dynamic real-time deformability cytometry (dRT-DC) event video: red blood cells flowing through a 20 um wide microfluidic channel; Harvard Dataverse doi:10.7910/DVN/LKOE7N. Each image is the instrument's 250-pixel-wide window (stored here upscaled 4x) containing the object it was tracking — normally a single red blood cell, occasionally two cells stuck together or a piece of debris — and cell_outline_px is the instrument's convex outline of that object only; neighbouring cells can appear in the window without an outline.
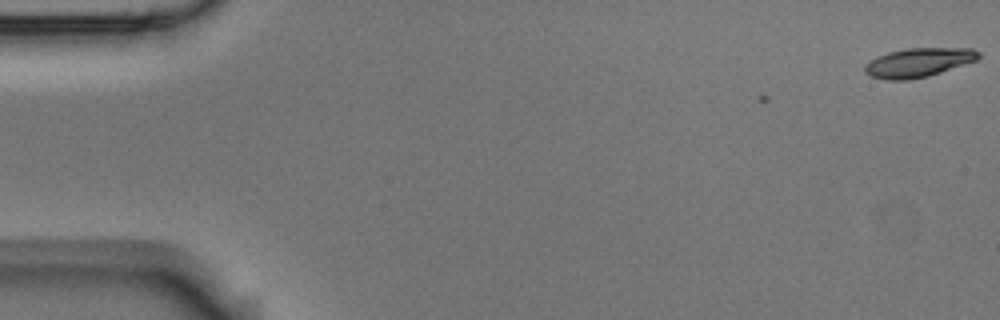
{"species": "Egyptian fruit bat (a non-hibernating species)", "species_latin": "Rousettus aegyptiacus", "temperature_condition": "room temperature", "stored_images_in_passage": 6, "camera_frame_rate_fps": 3000, "um_per_image_px": 0.085, "animal": {"sex": "male"}, "frame": {"image": 1, "passage_image": 1, "time_ms": 0.0, "image_size_px": [1000, 320], "cell_outline_px": [[980, 56], [976, 60], [928, 76], [908, 80], [888, 80], [872, 76], [864, 72], [864, 64], [876, 56], [888, 52], [908, 48], [972, 48], [980, 52]], "centroid_in_image_um": [78.03, 5.31], "position_along_channel_um": 7.0, "area_um2": 19.19}}
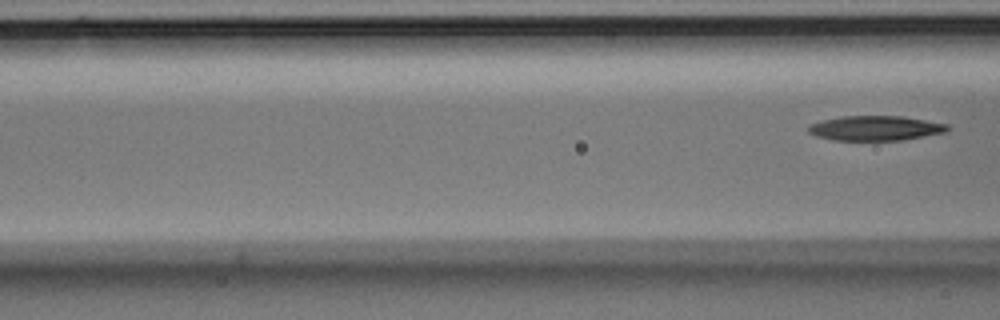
{"frame": {"image": 2, "passage_image": 6, "time_ms": 1.667, "image_size_px": [1000, 320], "cell_outline_px": [[952, 128], [948, 132], [904, 140], [832, 140], [816, 136], [808, 132], [808, 124], [820, 120], [840, 116], [904, 116], [948, 124]], "centroid_in_image_um": [74.43, 10.89], "position_along_channel_um": 92.2, "area_um2": 20.46}}